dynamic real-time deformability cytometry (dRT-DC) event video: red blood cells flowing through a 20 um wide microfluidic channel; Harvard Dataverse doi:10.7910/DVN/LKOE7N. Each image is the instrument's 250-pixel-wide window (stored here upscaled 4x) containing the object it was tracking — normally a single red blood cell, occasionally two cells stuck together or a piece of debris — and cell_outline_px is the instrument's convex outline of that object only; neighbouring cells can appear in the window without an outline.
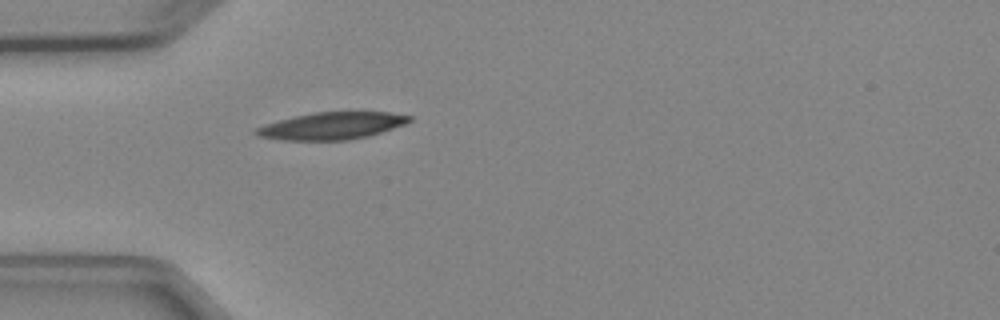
{"species": "Egyptian fruit bat (a non-hibernating species)", "species_latin": "Rousettus aegyptiacus", "temperature_condition": "cold", "stored_images_in_passage": 1, "camera_frame_rate_fps": 3000, "um_per_image_px": 0.085, "animal": {"sex": "female"}, "frame": {"image": 1, "passage_image": 1, "time_ms": 0.0, "image_size_px": [1000, 320], "cell_outline_px": [[412, 120], [404, 124], [368, 136], [348, 140], [284, 140], [256, 136], [252, 132], [256, 128], [264, 124], [312, 112], [388, 112], [412, 116]], "centroid_in_image_um": [28.17, 10.69], "position_along_channel_um": 56.8, "area_um2": 24.1}}